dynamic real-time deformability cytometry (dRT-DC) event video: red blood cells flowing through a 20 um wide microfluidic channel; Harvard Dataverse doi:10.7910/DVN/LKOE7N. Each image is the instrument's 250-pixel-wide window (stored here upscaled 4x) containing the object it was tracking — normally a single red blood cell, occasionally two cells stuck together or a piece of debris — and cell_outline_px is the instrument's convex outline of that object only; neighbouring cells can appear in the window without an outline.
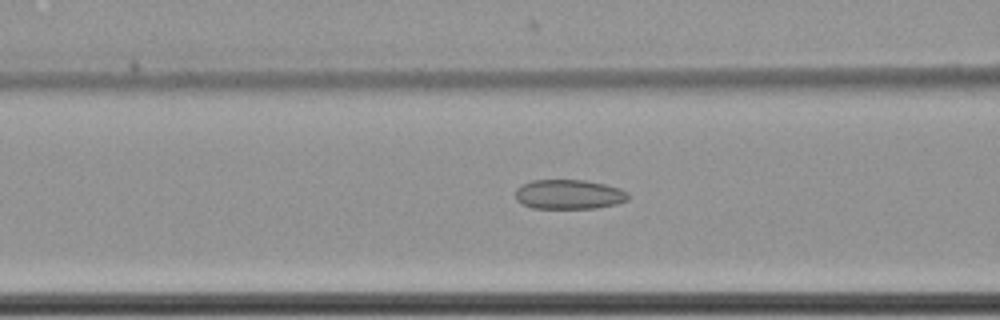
{"species": "common noctule bat (a hibernating species)", "species_latin": "Nyctalus noctula", "temperature_condition": "cold", "stored_images_in_passage": 15, "camera_frame_rate_fps": 3000, "um_per_image_px": 0.085, "animal": {"sex": "female", "body_mass_g": 22.7, "forearm_length_mm": 54.2}, "frame": {"image": 1, "passage_image": 9, "time_ms": 2.667, "image_size_px": [1000, 320], "cell_outline_px": [[628, 200], [616, 204], [596, 208], [532, 208], [520, 204], [516, 200], [516, 188], [532, 180], [584, 180], [604, 184], [620, 188], [628, 192]], "centroid_in_image_um": [48.35, 16.53], "position_along_channel_um": 118.3, "area_um2": 19.48}}
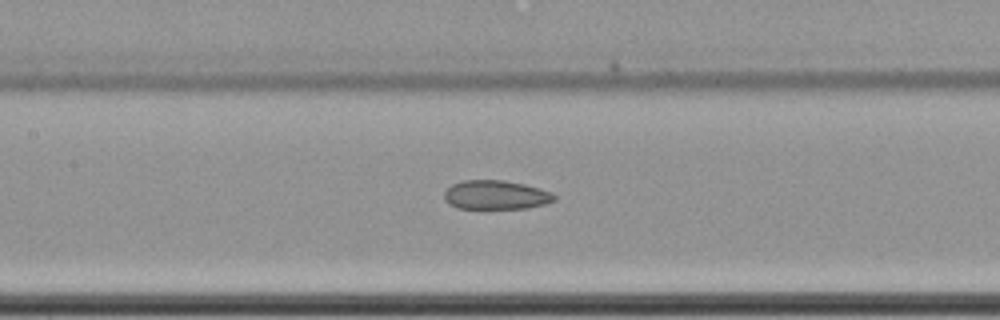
{"frame": {"image": 2, "passage_image": 13, "time_ms": 4.0, "image_size_px": [1000, 320], "cell_outline_px": [[556, 200], [544, 204], [528, 208], [456, 208], [448, 204], [444, 200], [444, 192], [452, 184], [464, 180], [504, 180], [524, 184], [540, 188], [552, 192], [556, 196]], "centroid_in_image_um": [42.15, 16.56], "position_along_channel_um": 165.3, "area_um2": 18.73}}